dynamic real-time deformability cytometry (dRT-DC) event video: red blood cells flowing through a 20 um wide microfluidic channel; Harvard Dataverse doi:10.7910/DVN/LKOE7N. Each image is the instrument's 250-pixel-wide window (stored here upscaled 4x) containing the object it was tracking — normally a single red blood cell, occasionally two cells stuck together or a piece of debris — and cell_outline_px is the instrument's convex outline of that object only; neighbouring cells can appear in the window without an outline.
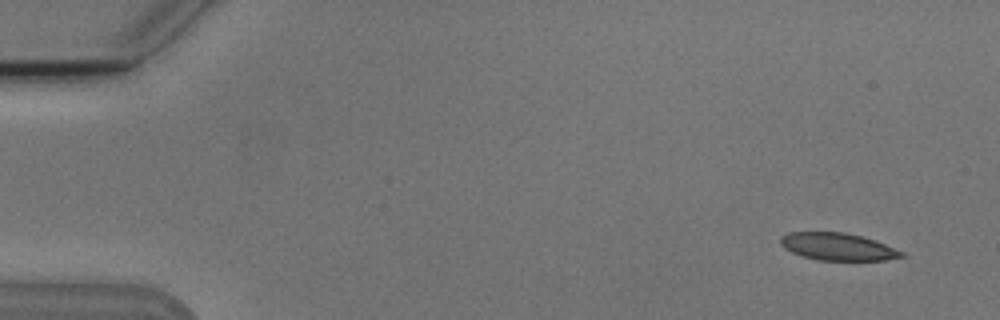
{"species": "Egyptian fruit bat (a non-hibernating species)", "species_latin": "Rousettus aegyptiacus", "temperature_condition": "cold", "stored_images_in_passage": 7, "camera_frame_rate_fps": 3000, "um_per_image_px": 0.085, "animal": {"sex": "male"}, "frame": {"image": 1, "passage_image": 1, "time_ms": 0.0, "image_size_px": [1000, 320], "cell_outline_px": [[904, 256], [884, 260], [820, 260], [804, 256], [792, 252], [784, 248], [780, 244], [780, 236], [788, 232], [844, 232], [860, 236], [884, 244], [904, 252]], "centroid_in_image_um": [71.16, 20.96], "position_along_channel_um": 13.8, "area_um2": 19.02}}
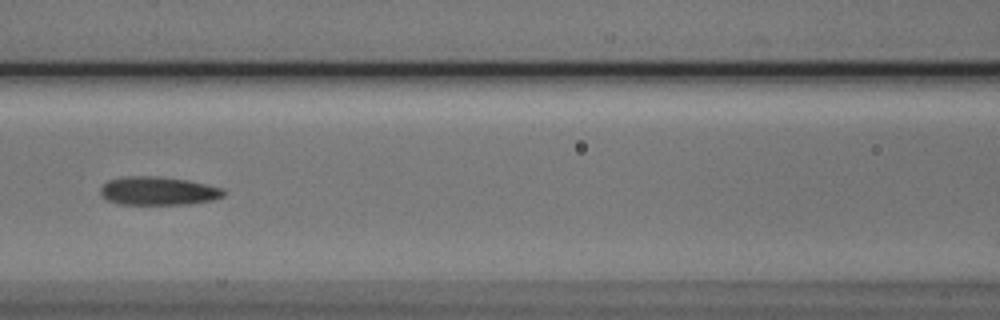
{"frame": {"image": 2, "passage_image": 7, "time_ms": 7.0, "image_size_px": [1000, 320], "cell_outline_px": [[228, 192], [224, 196], [212, 200], [188, 204], [120, 204], [108, 200], [100, 192], [100, 188], [108, 180], [124, 176], [156, 176], [188, 180], [224, 188]], "centroid_in_image_um": [13.49, 16.22], "position_along_channel_um": 153.1, "area_um2": 20.46}}